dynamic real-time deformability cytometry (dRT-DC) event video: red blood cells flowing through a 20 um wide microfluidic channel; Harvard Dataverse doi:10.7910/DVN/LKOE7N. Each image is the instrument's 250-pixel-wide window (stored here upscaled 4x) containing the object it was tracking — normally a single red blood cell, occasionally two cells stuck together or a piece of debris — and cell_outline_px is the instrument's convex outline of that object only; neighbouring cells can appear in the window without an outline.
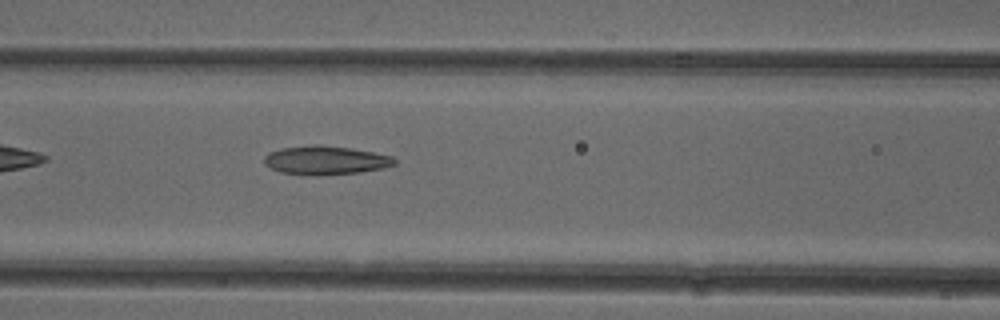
{"species": "common noctule bat (a hibernating species)", "species_latin": "Nyctalus noctula", "temperature_condition": "cold", "stored_images_in_passage": 37, "camera_frame_rate_fps": 3000, "um_per_image_px": 0.085, "animal": {"sex": "female"}, "frame": {"image": 1, "passage_image": 7, "time_ms": 2.0, "image_size_px": [1000, 320], "cell_outline_px": [[396, 164], [384, 168], [360, 172], [280, 172], [264, 164], [264, 156], [268, 152], [280, 148], [312, 144], [320, 144], [348, 148], [372, 152], [392, 156], [396, 160]], "centroid_in_image_um": [27.68, 13.56], "position_along_channel_um": 138.9, "area_um2": 20.81}}
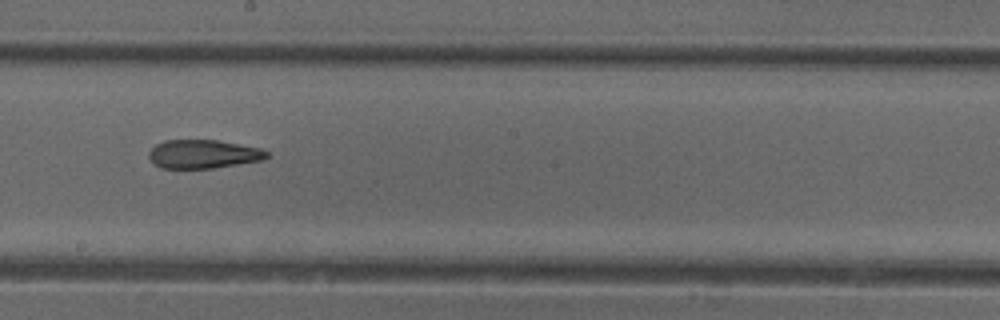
{"frame": {"image": 2, "passage_image": 14, "time_ms": 4.333, "image_size_px": [1000, 320], "cell_outline_px": [[268, 156], [264, 160], [212, 168], [160, 168], [148, 156], [148, 152], [156, 144], [164, 140], [216, 140], [260, 148], [268, 152]], "centroid_in_image_um": [17.27, 13.09], "position_along_channel_um": 230.9, "area_um2": 19.54}}
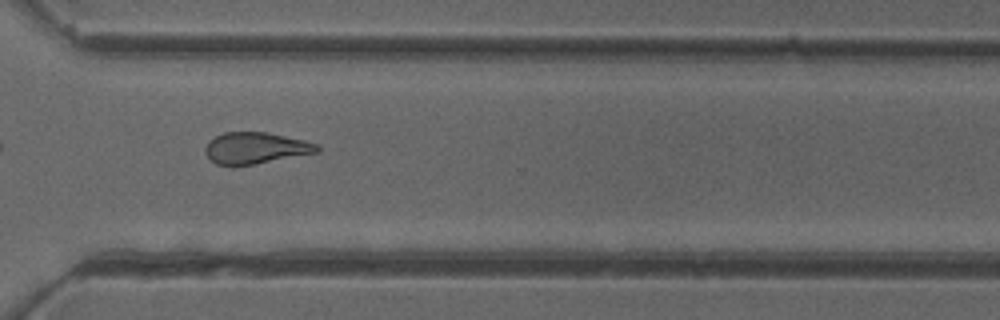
{"frame": {"image": 3, "passage_image": 23, "time_ms": 7.333, "image_size_px": [1000, 320], "cell_outline_px": [[320, 152], [232, 168], [216, 164], [204, 152], [204, 148], [208, 140], [224, 132], [268, 132], [304, 140], [316, 144], [320, 148]], "centroid_in_image_um": [21.68, 12.6], "position_along_channel_um": 348.9, "area_um2": 20.87}, "authors_computed_cell_mechanics": {"area_um2": 20.8658, "velocity_mm_per_s": 3.9472, "shape_relaxation_time_tau1_ms": null, "shape_relaxation_time_tau2_ms": 4.5144, "deformation_change_tau1": null, "deformation_change_tau2": 0.114}}